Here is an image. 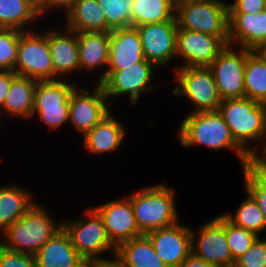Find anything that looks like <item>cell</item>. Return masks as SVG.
Wrapping results in <instances>:
<instances>
[{
  "label": "cell",
  "mask_w": 266,
  "mask_h": 267,
  "mask_svg": "<svg viewBox=\"0 0 266 267\" xmlns=\"http://www.w3.org/2000/svg\"><path fill=\"white\" fill-rule=\"evenodd\" d=\"M1 122H2V121H1V119H0V131H1V129H2L1 127H3V125H2L3 123H1ZM1 125H2V126H1Z\"/></svg>",
  "instance_id": "49"
},
{
  "label": "cell",
  "mask_w": 266,
  "mask_h": 267,
  "mask_svg": "<svg viewBox=\"0 0 266 267\" xmlns=\"http://www.w3.org/2000/svg\"><path fill=\"white\" fill-rule=\"evenodd\" d=\"M225 232L234 262L245 254L258 237L255 233L238 227L225 218Z\"/></svg>",
  "instance_id": "35"
},
{
  "label": "cell",
  "mask_w": 266,
  "mask_h": 267,
  "mask_svg": "<svg viewBox=\"0 0 266 267\" xmlns=\"http://www.w3.org/2000/svg\"><path fill=\"white\" fill-rule=\"evenodd\" d=\"M246 57L247 49L227 45L208 66L213 73L222 100L245 96Z\"/></svg>",
  "instance_id": "14"
},
{
  "label": "cell",
  "mask_w": 266,
  "mask_h": 267,
  "mask_svg": "<svg viewBox=\"0 0 266 267\" xmlns=\"http://www.w3.org/2000/svg\"><path fill=\"white\" fill-rule=\"evenodd\" d=\"M17 76L14 71L0 70V109L3 107L6 95L10 90L12 80Z\"/></svg>",
  "instance_id": "40"
},
{
  "label": "cell",
  "mask_w": 266,
  "mask_h": 267,
  "mask_svg": "<svg viewBox=\"0 0 266 267\" xmlns=\"http://www.w3.org/2000/svg\"><path fill=\"white\" fill-rule=\"evenodd\" d=\"M41 19L32 0H0V28L30 31L39 28Z\"/></svg>",
  "instance_id": "27"
},
{
  "label": "cell",
  "mask_w": 266,
  "mask_h": 267,
  "mask_svg": "<svg viewBox=\"0 0 266 267\" xmlns=\"http://www.w3.org/2000/svg\"><path fill=\"white\" fill-rule=\"evenodd\" d=\"M229 45L256 51L266 43V10L252 13H229Z\"/></svg>",
  "instance_id": "21"
},
{
  "label": "cell",
  "mask_w": 266,
  "mask_h": 267,
  "mask_svg": "<svg viewBox=\"0 0 266 267\" xmlns=\"http://www.w3.org/2000/svg\"><path fill=\"white\" fill-rule=\"evenodd\" d=\"M144 59L141 38L136 27L118 28L110 32L106 70H123Z\"/></svg>",
  "instance_id": "22"
},
{
  "label": "cell",
  "mask_w": 266,
  "mask_h": 267,
  "mask_svg": "<svg viewBox=\"0 0 266 267\" xmlns=\"http://www.w3.org/2000/svg\"><path fill=\"white\" fill-rule=\"evenodd\" d=\"M115 256L125 267H167L145 234L120 244Z\"/></svg>",
  "instance_id": "28"
},
{
  "label": "cell",
  "mask_w": 266,
  "mask_h": 267,
  "mask_svg": "<svg viewBox=\"0 0 266 267\" xmlns=\"http://www.w3.org/2000/svg\"><path fill=\"white\" fill-rule=\"evenodd\" d=\"M53 217L46 204L37 201L0 234V244L8 250L34 256L62 228L63 220Z\"/></svg>",
  "instance_id": "3"
},
{
  "label": "cell",
  "mask_w": 266,
  "mask_h": 267,
  "mask_svg": "<svg viewBox=\"0 0 266 267\" xmlns=\"http://www.w3.org/2000/svg\"><path fill=\"white\" fill-rule=\"evenodd\" d=\"M245 96L266 104V61L257 51L247 49L244 68Z\"/></svg>",
  "instance_id": "29"
},
{
  "label": "cell",
  "mask_w": 266,
  "mask_h": 267,
  "mask_svg": "<svg viewBox=\"0 0 266 267\" xmlns=\"http://www.w3.org/2000/svg\"><path fill=\"white\" fill-rule=\"evenodd\" d=\"M266 10V0H232L228 2V13L252 14Z\"/></svg>",
  "instance_id": "38"
},
{
  "label": "cell",
  "mask_w": 266,
  "mask_h": 267,
  "mask_svg": "<svg viewBox=\"0 0 266 267\" xmlns=\"http://www.w3.org/2000/svg\"><path fill=\"white\" fill-rule=\"evenodd\" d=\"M262 58L266 61V43L262 44L257 50H256Z\"/></svg>",
  "instance_id": "45"
},
{
  "label": "cell",
  "mask_w": 266,
  "mask_h": 267,
  "mask_svg": "<svg viewBox=\"0 0 266 267\" xmlns=\"http://www.w3.org/2000/svg\"><path fill=\"white\" fill-rule=\"evenodd\" d=\"M243 188L261 209L266 231V175H262L252 164L242 168Z\"/></svg>",
  "instance_id": "33"
},
{
  "label": "cell",
  "mask_w": 266,
  "mask_h": 267,
  "mask_svg": "<svg viewBox=\"0 0 266 267\" xmlns=\"http://www.w3.org/2000/svg\"><path fill=\"white\" fill-rule=\"evenodd\" d=\"M173 188L164 183H156L142 186L127 195L133 206L136 223L143 234L172 226L182 220Z\"/></svg>",
  "instance_id": "4"
},
{
  "label": "cell",
  "mask_w": 266,
  "mask_h": 267,
  "mask_svg": "<svg viewBox=\"0 0 266 267\" xmlns=\"http://www.w3.org/2000/svg\"><path fill=\"white\" fill-rule=\"evenodd\" d=\"M136 28L141 38L144 58L158 69L164 70L172 65L170 69L175 70L178 30L176 16L169 21L145 24Z\"/></svg>",
  "instance_id": "12"
},
{
  "label": "cell",
  "mask_w": 266,
  "mask_h": 267,
  "mask_svg": "<svg viewBox=\"0 0 266 267\" xmlns=\"http://www.w3.org/2000/svg\"><path fill=\"white\" fill-rule=\"evenodd\" d=\"M172 92L175 98L184 97L191 106L188 114L217 111L222 101L212 71L208 67H179L173 70Z\"/></svg>",
  "instance_id": "8"
},
{
  "label": "cell",
  "mask_w": 266,
  "mask_h": 267,
  "mask_svg": "<svg viewBox=\"0 0 266 267\" xmlns=\"http://www.w3.org/2000/svg\"><path fill=\"white\" fill-rule=\"evenodd\" d=\"M191 251L213 267L234 262L225 232V217L220 214L199 225L191 227Z\"/></svg>",
  "instance_id": "13"
},
{
  "label": "cell",
  "mask_w": 266,
  "mask_h": 267,
  "mask_svg": "<svg viewBox=\"0 0 266 267\" xmlns=\"http://www.w3.org/2000/svg\"><path fill=\"white\" fill-rule=\"evenodd\" d=\"M226 46L217 36L178 29L176 60L179 59L184 63H177L176 68L208 67Z\"/></svg>",
  "instance_id": "16"
},
{
  "label": "cell",
  "mask_w": 266,
  "mask_h": 267,
  "mask_svg": "<svg viewBox=\"0 0 266 267\" xmlns=\"http://www.w3.org/2000/svg\"><path fill=\"white\" fill-rule=\"evenodd\" d=\"M22 32L0 28V70L14 71Z\"/></svg>",
  "instance_id": "34"
},
{
  "label": "cell",
  "mask_w": 266,
  "mask_h": 267,
  "mask_svg": "<svg viewBox=\"0 0 266 267\" xmlns=\"http://www.w3.org/2000/svg\"><path fill=\"white\" fill-rule=\"evenodd\" d=\"M252 165L262 175H266V141L261 150L252 158Z\"/></svg>",
  "instance_id": "41"
},
{
  "label": "cell",
  "mask_w": 266,
  "mask_h": 267,
  "mask_svg": "<svg viewBox=\"0 0 266 267\" xmlns=\"http://www.w3.org/2000/svg\"><path fill=\"white\" fill-rule=\"evenodd\" d=\"M37 267H75L83 260L62 227L34 255Z\"/></svg>",
  "instance_id": "25"
},
{
  "label": "cell",
  "mask_w": 266,
  "mask_h": 267,
  "mask_svg": "<svg viewBox=\"0 0 266 267\" xmlns=\"http://www.w3.org/2000/svg\"><path fill=\"white\" fill-rule=\"evenodd\" d=\"M167 267H179L192 253L191 226L183 221L145 234Z\"/></svg>",
  "instance_id": "18"
},
{
  "label": "cell",
  "mask_w": 266,
  "mask_h": 267,
  "mask_svg": "<svg viewBox=\"0 0 266 267\" xmlns=\"http://www.w3.org/2000/svg\"><path fill=\"white\" fill-rule=\"evenodd\" d=\"M115 115L118 114H115L113 109L81 138L86 154L101 157L119 151L124 145L128 129Z\"/></svg>",
  "instance_id": "19"
},
{
  "label": "cell",
  "mask_w": 266,
  "mask_h": 267,
  "mask_svg": "<svg viewBox=\"0 0 266 267\" xmlns=\"http://www.w3.org/2000/svg\"><path fill=\"white\" fill-rule=\"evenodd\" d=\"M92 85L85 86L80 82L69 98V124L81 137L113 110L103 87L98 83Z\"/></svg>",
  "instance_id": "11"
},
{
  "label": "cell",
  "mask_w": 266,
  "mask_h": 267,
  "mask_svg": "<svg viewBox=\"0 0 266 267\" xmlns=\"http://www.w3.org/2000/svg\"><path fill=\"white\" fill-rule=\"evenodd\" d=\"M77 86L69 80L37 81L31 119L37 118L54 132L66 124L69 127V98Z\"/></svg>",
  "instance_id": "9"
},
{
  "label": "cell",
  "mask_w": 266,
  "mask_h": 267,
  "mask_svg": "<svg viewBox=\"0 0 266 267\" xmlns=\"http://www.w3.org/2000/svg\"><path fill=\"white\" fill-rule=\"evenodd\" d=\"M0 267H37L33 255L6 249L0 244Z\"/></svg>",
  "instance_id": "37"
},
{
  "label": "cell",
  "mask_w": 266,
  "mask_h": 267,
  "mask_svg": "<svg viewBox=\"0 0 266 267\" xmlns=\"http://www.w3.org/2000/svg\"><path fill=\"white\" fill-rule=\"evenodd\" d=\"M58 25L53 24V27L50 25L48 27V43L53 59L54 80H74L76 82L78 78L80 81L78 77L81 73L77 33L67 29L62 22L60 28ZM75 75L77 78H73Z\"/></svg>",
  "instance_id": "17"
},
{
  "label": "cell",
  "mask_w": 266,
  "mask_h": 267,
  "mask_svg": "<svg viewBox=\"0 0 266 267\" xmlns=\"http://www.w3.org/2000/svg\"><path fill=\"white\" fill-rule=\"evenodd\" d=\"M104 12L107 26L111 29L132 26L134 0H97Z\"/></svg>",
  "instance_id": "32"
},
{
  "label": "cell",
  "mask_w": 266,
  "mask_h": 267,
  "mask_svg": "<svg viewBox=\"0 0 266 267\" xmlns=\"http://www.w3.org/2000/svg\"><path fill=\"white\" fill-rule=\"evenodd\" d=\"M177 128L176 138L182 148L200 146L217 153L227 149L239 159L241 169L252 164V158L236 143L218 111L187 114Z\"/></svg>",
  "instance_id": "1"
},
{
  "label": "cell",
  "mask_w": 266,
  "mask_h": 267,
  "mask_svg": "<svg viewBox=\"0 0 266 267\" xmlns=\"http://www.w3.org/2000/svg\"><path fill=\"white\" fill-rule=\"evenodd\" d=\"M217 111L236 143L253 158L266 141V104L246 96L229 98L221 101Z\"/></svg>",
  "instance_id": "2"
},
{
  "label": "cell",
  "mask_w": 266,
  "mask_h": 267,
  "mask_svg": "<svg viewBox=\"0 0 266 267\" xmlns=\"http://www.w3.org/2000/svg\"><path fill=\"white\" fill-rule=\"evenodd\" d=\"M37 81L17 75L11 83L3 107L0 109V119L18 118L30 121L34 108L35 90Z\"/></svg>",
  "instance_id": "23"
},
{
  "label": "cell",
  "mask_w": 266,
  "mask_h": 267,
  "mask_svg": "<svg viewBox=\"0 0 266 267\" xmlns=\"http://www.w3.org/2000/svg\"><path fill=\"white\" fill-rule=\"evenodd\" d=\"M244 194L246 198L241 201L234 214L227 211L222 215L232 224L251 231L257 236H262L263 231L265 232L263 212L247 192H244Z\"/></svg>",
  "instance_id": "31"
},
{
  "label": "cell",
  "mask_w": 266,
  "mask_h": 267,
  "mask_svg": "<svg viewBox=\"0 0 266 267\" xmlns=\"http://www.w3.org/2000/svg\"><path fill=\"white\" fill-rule=\"evenodd\" d=\"M75 1L76 0H49L39 10L40 16L41 18L46 19L44 16L48 17L47 14H49V17L47 18L48 20L50 15L52 16V14L56 12L57 14H60L59 16L57 15V17L62 16V18H64L65 15L73 8Z\"/></svg>",
  "instance_id": "39"
},
{
  "label": "cell",
  "mask_w": 266,
  "mask_h": 267,
  "mask_svg": "<svg viewBox=\"0 0 266 267\" xmlns=\"http://www.w3.org/2000/svg\"><path fill=\"white\" fill-rule=\"evenodd\" d=\"M64 26L76 33L111 32L97 0H76L73 8L61 18Z\"/></svg>",
  "instance_id": "26"
},
{
  "label": "cell",
  "mask_w": 266,
  "mask_h": 267,
  "mask_svg": "<svg viewBox=\"0 0 266 267\" xmlns=\"http://www.w3.org/2000/svg\"><path fill=\"white\" fill-rule=\"evenodd\" d=\"M102 218L107 235L117 248L120 244L144 235L134 216L130 198L125 195L119 199H111L103 204L91 206Z\"/></svg>",
  "instance_id": "15"
},
{
  "label": "cell",
  "mask_w": 266,
  "mask_h": 267,
  "mask_svg": "<svg viewBox=\"0 0 266 267\" xmlns=\"http://www.w3.org/2000/svg\"><path fill=\"white\" fill-rule=\"evenodd\" d=\"M79 46L81 75H95L93 83H100L106 75L109 60L110 32H79L77 33ZM93 73V74H92ZM99 73V74H98ZM98 74V75H97ZM98 76V77H97Z\"/></svg>",
  "instance_id": "20"
},
{
  "label": "cell",
  "mask_w": 266,
  "mask_h": 267,
  "mask_svg": "<svg viewBox=\"0 0 266 267\" xmlns=\"http://www.w3.org/2000/svg\"><path fill=\"white\" fill-rule=\"evenodd\" d=\"M179 267H213L211 264L207 263L199 257H196L191 253Z\"/></svg>",
  "instance_id": "42"
},
{
  "label": "cell",
  "mask_w": 266,
  "mask_h": 267,
  "mask_svg": "<svg viewBox=\"0 0 266 267\" xmlns=\"http://www.w3.org/2000/svg\"><path fill=\"white\" fill-rule=\"evenodd\" d=\"M77 219L63 220L62 227L68 233L72 245L83 259L104 260L103 254L116 255V247L109 240L100 215L91 207ZM112 254V255H111Z\"/></svg>",
  "instance_id": "7"
},
{
  "label": "cell",
  "mask_w": 266,
  "mask_h": 267,
  "mask_svg": "<svg viewBox=\"0 0 266 267\" xmlns=\"http://www.w3.org/2000/svg\"><path fill=\"white\" fill-rule=\"evenodd\" d=\"M35 194L16 182L0 185V234L37 202Z\"/></svg>",
  "instance_id": "24"
},
{
  "label": "cell",
  "mask_w": 266,
  "mask_h": 267,
  "mask_svg": "<svg viewBox=\"0 0 266 267\" xmlns=\"http://www.w3.org/2000/svg\"><path fill=\"white\" fill-rule=\"evenodd\" d=\"M14 72L36 81L54 80L53 59L49 50L48 27L23 31L20 35Z\"/></svg>",
  "instance_id": "10"
},
{
  "label": "cell",
  "mask_w": 266,
  "mask_h": 267,
  "mask_svg": "<svg viewBox=\"0 0 266 267\" xmlns=\"http://www.w3.org/2000/svg\"><path fill=\"white\" fill-rule=\"evenodd\" d=\"M175 12L173 0H134L132 27L169 21Z\"/></svg>",
  "instance_id": "30"
},
{
  "label": "cell",
  "mask_w": 266,
  "mask_h": 267,
  "mask_svg": "<svg viewBox=\"0 0 266 267\" xmlns=\"http://www.w3.org/2000/svg\"><path fill=\"white\" fill-rule=\"evenodd\" d=\"M49 0H32L33 4L40 10Z\"/></svg>",
  "instance_id": "46"
},
{
  "label": "cell",
  "mask_w": 266,
  "mask_h": 267,
  "mask_svg": "<svg viewBox=\"0 0 266 267\" xmlns=\"http://www.w3.org/2000/svg\"><path fill=\"white\" fill-rule=\"evenodd\" d=\"M235 263L237 267H266V236H258Z\"/></svg>",
  "instance_id": "36"
},
{
  "label": "cell",
  "mask_w": 266,
  "mask_h": 267,
  "mask_svg": "<svg viewBox=\"0 0 266 267\" xmlns=\"http://www.w3.org/2000/svg\"><path fill=\"white\" fill-rule=\"evenodd\" d=\"M97 261L92 259H83L75 267H96Z\"/></svg>",
  "instance_id": "44"
},
{
  "label": "cell",
  "mask_w": 266,
  "mask_h": 267,
  "mask_svg": "<svg viewBox=\"0 0 266 267\" xmlns=\"http://www.w3.org/2000/svg\"><path fill=\"white\" fill-rule=\"evenodd\" d=\"M160 71L152 62L144 59L123 70H106L105 78L99 84L103 87L106 98L113 109L116 100L127 95L128 103L136 107L140 98L143 97L142 95L153 92V90L155 92V89H159L161 85L162 87L167 86L163 83L159 85L154 82L153 84L156 73Z\"/></svg>",
  "instance_id": "5"
},
{
  "label": "cell",
  "mask_w": 266,
  "mask_h": 267,
  "mask_svg": "<svg viewBox=\"0 0 266 267\" xmlns=\"http://www.w3.org/2000/svg\"><path fill=\"white\" fill-rule=\"evenodd\" d=\"M178 29L219 37L229 45L228 0H194L178 4L175 12Z\"/></svg>",
  "instance_id": "6"
},
{
  "label": "cell",
  "mask_w": 266,
  "mask_h": 267,
  "mask_svg": "<svg viewBox=\"0 0 266 267\" xmlns=\"http://www.w3.org/2000/svg\"><path fill=\"white\" fill-rule=\"evenodd\" d=\"M215 267H237V266H236V263L233 262V263H230V264H225V265H220V266H215Z\"/></svg>",
  "instance_id": "48"
},
{
  "label": "cell",
  "mask_w": 266,
  "mask_h": 267,
  "mask_svg": "<svg viewBox=\"0 0 266 267\" xmlns=\"http://www.w3.org/2000/svg\"><path fill=\"white\" fill-rule=\"evenodd\" d=\"M188 1H194V0H173L175 7L178 4L185 3V2H188Z\"/></svg>",
  "instance_id": "47"
},
{
  "label": "cell",
  "mask_w": 266,
  "mask_h": 267,
  "mask_svg": "<svg viewBox=\"0 0 266 267\" xmlns=\"http://www.w3.org/2000/svg\"><path fill=\"white\" fill-rule=\"evenodd\" d=\"M96 267H125V266L119 261V259L116 256H114L108 259L97 261Z\"/></svg>",
  "instance_id": "43"
}]
</instances>
